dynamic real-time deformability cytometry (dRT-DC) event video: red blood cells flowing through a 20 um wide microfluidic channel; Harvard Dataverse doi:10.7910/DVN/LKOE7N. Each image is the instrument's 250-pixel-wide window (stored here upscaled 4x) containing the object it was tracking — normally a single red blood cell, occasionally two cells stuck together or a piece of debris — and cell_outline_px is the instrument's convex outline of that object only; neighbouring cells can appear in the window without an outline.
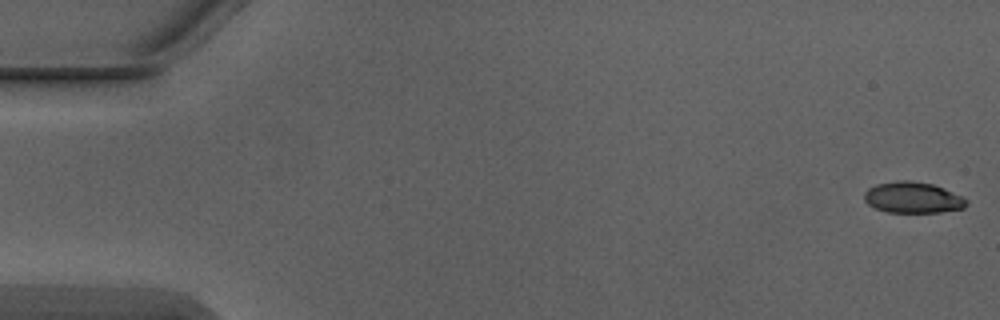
{"species": "Egyptian fruit bat (a non-hibernating species)", "species_latin": "Rousettus aegyptiacus", "temperature_condition": "warm", "stored_images_in_passage": 5, "camera_frame_rate_fps": 3000, "um_per_image_px": 0.085, "animal": {"sex": "male"}, "frame": {"image": 1, "passage_image": 1, "time_ms": 0.0, "image_size_px": [1000, 320], "cell_outline_px": [[968, 204], [964, 208], [940, 212], [888, 212], [876, 208], [868, 204], [864, 200], [864, 192], [868, 188], [876, 184], [896, 180], [912, 180], [932, 184], [944, 188], [964, 196], [968, 200]], "centroid_in_image_um": [77.61, 16.78], "position_along_channel_um": 7.4, "area_um2": 18.73}}
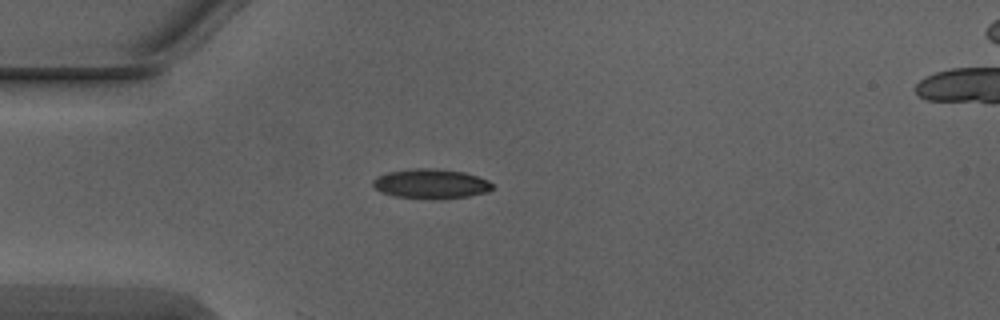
{"frame": {"image": 2, "passage_image": 4, "time_ms": 1.0, "image_size_px": [1000, 320], "cell_outline_px": [[492, 188], [488, 192], [468, 196], [440, 200], [396, 196], [380, 192], [372, 184], [372, 180], [376, 176], [388, 172], [408, 168], [432, 168], [464, 172], [488, 180], [492, 184]], "centroid_in_image_um": [36.61, 15.62], "position_along_channel_um": 48.4, "area_um2": 20.81}}